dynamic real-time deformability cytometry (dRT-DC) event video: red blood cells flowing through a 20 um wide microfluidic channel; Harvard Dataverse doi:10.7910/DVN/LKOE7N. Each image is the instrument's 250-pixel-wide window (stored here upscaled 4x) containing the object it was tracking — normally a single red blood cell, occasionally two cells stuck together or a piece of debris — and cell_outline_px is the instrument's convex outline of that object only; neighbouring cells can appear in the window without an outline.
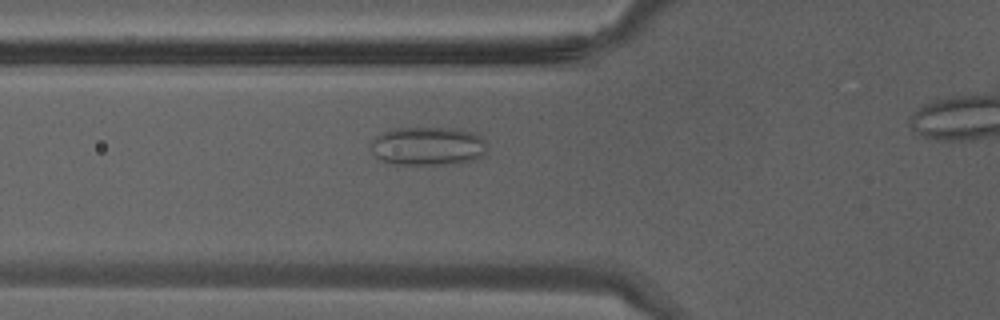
{"species": "Egyptian fruit bat (a non-hibernating species)", "species_latin": "Rousettus aegyptiacus", "temperature_condition": "warm", "stored_images_in_passage": 37, "camera_frame_rate_fps": 3000, "um_per_image_px": 0.085, "animal": {"sex": "male"}, "frame": {"image": 1, "passage_image": 16, "time_ms": 5.0, "image_size_px": [1000, 320], "cell_outline_px": [[488, 152], [484, 156], [476, 160], [460, 164], [388, 164], [380, 160], [372, 152], [372, 140], [376, 136], [392, 128], [452, 128], [472, 132], [484, 136], [488, 148]], "centroid_in_image_um": [36.45, 12.43], "position_along_channel_um": 89.4, "area_um2": 26.76}}
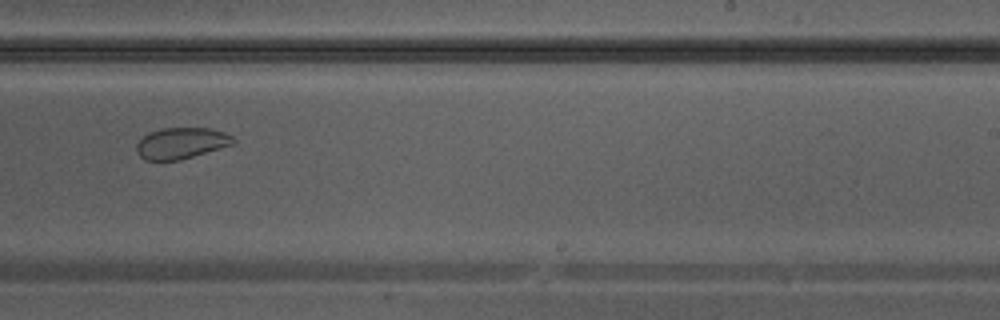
{"frame": {"image": 2, "passage_image": 27, "time_ms": 8.667, "image_size_px": [1000, 320], "cell_outline_px": [[236, 140], [232, 144], [180, 160], [144, 160], [136, 152], [136, 144], [148, 132], [160, 128], [212, 128], [224, 132], [232, 136]], "centroid_in_image_um": [15.37, 12.16], "position_along_channel_um": 273.6, "area_um2": 17.51}}